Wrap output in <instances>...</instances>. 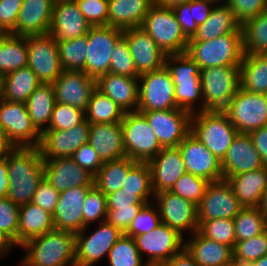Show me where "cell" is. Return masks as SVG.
Masks as SVG:
<instances>
[{
  "label": "cell",
  "instance_id": "83f0119b",
  "mask_svg": "<svg viewBox=\"0 0 267 266\" xmlns=\"http://www.w3.org/2000/svg\"><path fill=\"white\" fill-rule=\"evenodd\" d=\"M223 177L255 171L265 166L249 134L238 133L221 161Z\"/></svg>",
  "mask_w": 267,
  "mask_h": 266
},
{
  "label": "cell",
  "instance_id": "e0dca14e",
  "mask_svg": "<svg viewBox=\"0 0 267 266\" xmlns=\"http://www.w3.org/2000/svg\"><path fill=\"white\" fill-rule=\"evenodd\" d=\"M154 130L161 147H176L190 133L192 114L183 109L139 111Z\"/></svg>",
  "mask_w": 267,
  "mask_h": 266
},
{
  "label": "cell",
  "instance_id": "753ad0ef",
  "mask_svg": "<svg viewBox=\"0 0 267 266\" xmlns=\"http://www.w3.org/2000/svg\"><path fill=\"white\" fill-rule=\"evenodd\" d=\"M258 209L261 214L267 219V188L263 192L260 203L258 205Z\"/></svg>",
  "mask_w": 267,
  "mask_h": 266
},
{
  "label": "cell",
  "instance_id": "ffe728a7",
  "mask_svg": "<svg viewBox=\"0 0 267 266\" xmlns=\"http://www.w3.org/2000/svg\"><path fill=\"white\" fill-rule=\"evenodd\" d=\"M186 172L215 182L223 179L221 160L189 133L178 145Z\"/></svg>",
  "mask_w": 267,
  "mask_h": 266
},
{
  "label": "cell",
  "instance_id": "f5cc1de1",
  "mask_svg": "<svg viewBox=\"0 0 267 266\" xmlns=\"http://www.w3.org/2000/svg\"><path fill=\"white\" fill-rule=\"evenodd\" d=\"M110 73L128 77H139L126 39L122 36L115 44L110 63Z\"/></svg>",
  "mask_w": 267,
  "mask_h": 266
},
{
  "label": "cell",
  "instance_id": "4dcf8cb0",
  "mask_svg": "<svg viewBox=\"0 0 267 266\" xmlns=\"http://www.w3.org/2000/svg\"><path fill=\"white\" fill-rule=\"evenodd\" d=\"M184 248L198 266H230L234 263L231 246L208 239L198 230L185 241Z\"/></svg>",
  "mask_w": 267,
  "mask_h": 266
},
{
  "label": "cell",
  "instance_id": "db71d44e",
  "mask_svg": "<svg viewBox=\"0 0 267 266\" xmlns=\"http://www.w3.org/2000/svg\"><path fill=\"white\" fill-rule=\"evenodd\" d=\"M160 223L161 218L155 203L153 201L145 203L124 234L134 238L153 230Z\"/></svg>",
  "mask_w": 267,
  "mask_h": 266
},
{
  "label": "cell",
  "instance_id": "94428289",
  "mask_svg": "<svg viewBox=\"0 0 267 266\" xmlns=\"http://www.w3.org/2000/svg\"><path fill=\"white\" fill-rule=\"evenodd\" d=\"M71 158L76 162V164L86 169L94 176L104 163L99 157V154L89 143L82 145L73 153Z\"/></svg>",
  "mask_w": 267,
  "mask_h": 266
},
{
  "label": "cell",
  "instance_id": "5b68a950",
  "mask_svg": "<svg viewBox=\"0 0 267 266\" xmlns=\"http://www.w3.org/2000/svg\"><path fill=\"white\" fill-rule=\"evenodd\" d=\"M186 53L200 69L240 66L243 56V33H230L207 41H189Z\"/></svg>",
  "mask_w": 267,
  "mask_h": 266
},
{
  "label": "cell",
  "instance_id": "2e32d148",
  "mask_svg": "<svg viewBox=\"0 0 267 266\" xmlns=\"http://www.w3.org/2000/svg\"><path fill=\"white\" fill-rule=\"evenodd\" d=\"M153 202L158 208L161 223L181 235L187 232L193 234L198 230L197 206L192 202L170 191L154 194Z\"/></svg>",
  "mask_w": 267,
  "mask_h": 266
},
{
  "label": "cell",
  "instance_id": "a7ac6f4b",
  "mask_svg": "<svg viewBox=\"0 0 267 266\" xmlns=\"http://www.w3.org/2000/svg\"><path fill=\"white\" fill-rule=\"evenodd\" d=\"M10 180L6 159H0V198H7Z\"/></svg>",
  "mask_w": 267,
  "mask_h": 266
},
{
  "label": "cell",
  "instance_id": "484cf974",
  "mask_svg": "<svg viewBox=\"0 0 267 266\" xmlns=\"http://www.w3.org/2000/svg\"><path fill=\"white\" fill-rule=\"evenodd\" d=\"M45 179L59 193L77 186H94V175L71 158L44 159Z\"/></svg>",
  "mask_w": 267,
  "mask_h": 266
},
{
  "label": "cell",
  "instance_id": "d6a6232c",
  "mask_svg": "<svg viewBox=\"0 0 267 266\" xmlns=\"http://www.w3.org/2000/svg\"><path fill=\"white\" fill-rule=\"evenodd\" d=\"M107 215L105 221L125 233L145 202L136 194L121 189L106 194Z\"/></svg>",
  "mask_w": 267,
  "mask_h": 266
},
{
  "label": "cell",
  "instance_id": "603a6c76",
  "mask_svg": "<svg viewBox=\"0 0 267 266\" xmlns=\"http://www.w3.org/2000/svg\"><path fill=\"white\" fill-rule=\"evenodd\" d=\"M91 27L75 0H55L49 34L56 42L87 35Z\"/></svg>",
  "mask_w": 267,
  "mask_h": 266
},
{
  "label": "cell",
  "instance_id": "ab89813d",
  "mask_svg": "<svg viewBox=\"0 0 267 266\" xmlns=\"http://www.w3.org/2000/svg\"><path fill=\"white\" fill-rule=\"evenodd\" d=\"M27 65V37L0 34V77Z\"/></svg>",
  "mask_w": 267,
  "mask_h": 266
},
{
  "label": "cell",
  "instance_id": "11a10c76",
  "mask_svg": "<svg viewBox=\"0 0 267 266\" xmlns=\"http://www.w3.org/2000/svg\"><path fill=\"white\" fill-rule=\"evenodd\" d=\"M85 120V111L71 105L55 102L47 130H70Z\"/></svg>",
  "mask_w": 267,
  "mask_h": 266
},
{
  "label": "cell",
  "instance_id": "816d5d0a",
  "mask_svg": "<svg viewBox=\"0 0 267 266\" xmlns=\"http://www.w3.org/2000/svg\"><path fill=\"white\" fill-rule=\"evenodd\" d=\"M107 215L106 195L95 185L88 191L82 210L83 229L98 220L104 222Z\"/></svg>",
  "mask_w": 267,
  "mask_h": 266
},
{
  "label": "cell",
  "instance_id": "7a4b0ae2",
  "mask_svg": "<svg viewBox=\"0 0 267 266\" xmlns=\"http://www.w3.org/2000/svg\"><path fill=\"white\" fill-rule=\"evenodd\" d=\"M20 247L26 252L21 266H76L73 232L54 228Z\"/></svg>",
  "mask_w": 267,
  "mask_h": 266
},
{
  "label": "cell",
  "instance_id": "ee69618b",
  "mask_svg": "<svg viewBox=\"0 0 267 266\" xmlns=\"http://www.w3.org/2000/svg\"><path fill=\"white\" fill-rule=\"evenodd\" d=\"M87 35L57 42L58 54L63 70L85 72Z\"/></svg>",
  "mask_w": 267,
  "mask_h": 266
},
{
  "label": "cell",
  "instance_id": "89a4df30",
  "mask_svg": "<svg viewBox=\"0 0 267 266\" xmlns=\"http://www.w3.org/2000/svg\"><path fill=\"white\" fill-rule=\"evenodd\" d=\"M14 246V241L3 231H0V258L10 252Z\"/></svg>",
  "mask_w": 267,
  "mask_h": 266
},
{
  "label": "cell",
  "instance_id": "b9fcfbb0",
  "mask_svg": "<svg viewBox=\"0 0 267 266\" xmlns=\"http://www.w3.org/2000/svg\"><path fill=\"white\" fill-rule=\"evenodd\" d=\"M147 266H164L163 264L147 265Z\"/></svg>",
  "mask_w": 267,
  "mask_h": 266
},
{
  "label": "cell",
  "instance_id": "680465c9",
  "mask_svg": "<svg viewBox=\"0 0 267 266\" xmlns=\"http://www.w3.org/2000/svg\"><path fill=\"white\" fill-rule=\"evenodd\" d=\"M224 4L231 8L241 24L267 9V0H225Z\"/></svg>",
  "mask_w": 267,
  "mask_h": 266
},
{
  "label": "cell",
  "instance_id": "be15d7a7",
  "mask_svg": "<svg viewBox=\"0 0 267 266\" xmlns=\"http://www.w3.org/2000/svg\"><path fill=\"white\" fill-rule=\"evenodd\" d=\"M172 10L185 36L188 39L192 38L197 32L198 25L194 20H192L190 1L181 5H177L173 7Z\"/></svg>",
  "mask_w": 267,
  "mask_h": 266
},
{
  "label": "cell",
  "instance_id": "681fc988",
  "mask_svg": "<svg viewBox=\"0 0 267 266\" xmlns=\"http://www.w3.org/2000/svg\"><path fill=\"white\" fill-rule=\"evenodd\" d=\"M198 231L208 239L234 247L236 243L234 221L227 218H216L204 221Z\"/></svg>",
  "mask_w": 267,
  "mask_h": 266
},
{
  "label": "cell",
  "instance_id": "e7e4bbea",
  "mask_svg": "<svg viewBox=\"0 0 267 266\" xmlns=\"http://www.w3.org/2000/svg\"><path fill=\"white\" fill-rule=\"evenodd\" d=\"M216 4L208 0H191L190 12L197 25L204 23Z\"/></svg>",
  "mask_w": 267,
  "mask_h": 266
},
{
  "label": "cell",
  "instance_id": "8c879c8a",
  "mask_svg": "<svg viewBox=\"0 0 267 266\" xmlns=\"http://www.w3.org/2000/svg\"><path fill=\"white\" fill-rule=\"evenodd\" d=\"M189 1L191 0H153V4L158 5L160 7L173 8L177 5H181Z\"/></svg>",
  "mask_w": 267,
  "mask_h": 266
},
{
  "label": "cell",
  "instance_id": "d4e9b609",
  "mask_svg": "<svg viewBox=\"0 0 267 266\" xmlns=\"http://www.w3.org/2000/svg\"><path fill=\"white\" fill-rule=\"evenodd\" d=\"M93 186H77L60 192L53 213L55 229L78 233L83 230L82 210L88 191Z\"/></svg>",
  "mask_w": 267,
  "mask_h": 266
},
{
  "label": "cell",
  "instance_id": "30bf717a",
  "mask_svg": "<svg viewBox=\"0 0 267 266\" xmlns=\"http://www.w3.org/2000/svg\"><path fill=\"white\" fill-rule=\"evenodd\" d=\"M137 111L178 109L175 103V85L165 66L141 74Z\"/></svg>",
  "mask_w": 267,
  "mask_h": 266
},
{
  "label": "cell",
  "instance_id": "2644e50d",
  "mask_svg": "<svg viewBox=\"0 0 267 266\" xmlns=\"http://www.w3.org/2000/svg\"><path fill=\"white\" fill-rule=\"evenodd\" d=\"M14 148L8 141L4 130L0 127V159L5 158Z\"/></svg>",
  "mask_w": 267,
  "mask_h": 266
},
{
  "label": "cell",
  "instance_id": "34e18365",
  "mask_svg": "<svg viewBox=\"0 0 267 266\" xmlns=\"http://www.w3.org/2000/svg\"><path fill=\"white\" fill-rule=\"evenodd\" d=\"M247 266H267V254Z\"/></svg>",
  "mask_w": 267,
  "mask_h": 266
},
{
  "label": "cell",
  "instance_id": "003e7915",
  "mask_svg": "<svg viewBox=\"0 0 267 266\" xmlns=\"http://www.w3.org/2000/svg\"><path fill=\"white\" fill-rule=\"evenodd\" d=\"M164 266H198L192 256L184 248L182 251L174 255Z\"/></svg>",
  "mask_w": 267,
  "mask_h": 266
},
{
  "label": "cell",
  "instance_id": "2a66077c",
  "mask_svg": "<svg viewBox=\"0 0 267 266\" xmlns=\"http://www.w3.org/2000/svg\"><path fill=\"white\" fill-rule=\"evenodd\" d=\"M2 99V77H0V100Z\"/></svg>",
  "mask_w": 267,
  "mask_h": 266
},
{
  "label": "cell",
  "instance_id": "74e56055",
  "mask_svg": "<svg viewBox=\"0 0 267 266\" xmlns=\"http://www.w3.org/2000/svg\"><path fill=\"white\" fill-rule=\"evenodd\" d=\"M39 85L36 74L28 66L21 67L2 77V99L26 103Z\"/></svg>",
  "mask_w": 267,
  "mask_h": 266
},
{
  "label": "cell",
  "instance_id": "3957f363",
  "mask_svg": "<svg viewBox=\"0 0 267 266\" xmlns=\"http://www.w3.org/2000/svg\"><path fill=\"white\" fill-rule=\"evenodd\" d=\"M164 66L170 72L175 85V103L177 107L191 114L202 112L203 98L199 65L184 52L166 55ZM197 100L199 103L201 100L200 109L195 104Z\"/></svg>",
  "mask_w": 267,
  "mask_h": 266
},
{
  "label": "cell",
  "instance_id": "c3c4849f",
  "mask_svg": "<svg viewBox=\"0 0 267 266\" xmlns=\"http://www.w3.org/2000/svg\"><path fill=\"white\" fill-rule=\"evenodd\" d=\"M267 254V230L248 240L236 241L233 247L234 263L247 266Z\"/></svg>",
  "mask_w": 267,
  "mask_h": 266
},
{
  "label": "cell",
  "instance_id": "9f6ffc18",
  "mask_svg": "<svg viewBox=\"0 0 267 266\" xmlns=\"http://www.w3.org/2000/svg\"><path fill=\"white\" fill-rule=\"evenodd\" d=\"M92 27L108 26V0H75Z\"/></svg>",
  "mask_w": 267,
  "mask_h": 266
},
{
  "label": "cell",
  "instance_id": "f546056e",
  "mask_svg": "<svg viewBox=\"0 0 267 266\" xmlns=\"http://www.w3.org/2000/svg\"><path fill=\"white\" fill-rule=\"evenodd\" d=\"M88 143L99 154L103 162L126 157L120 123L90 124Z\"/></svg>",
  "mask_w": 267,
  "mask_h": 266
},
{
  "label": "cell",
  "instance_id": "9a60e30c",
  "mask_svg": "<svg viewBox=\"0 0 267 266\" xmlns=\"http://www.w3.org/2000/svg\"><path fill=\"white\" fill-rule=\"evenodd\" d=\"M123 30L112 26L91 27L87 33L85 73L97 79L110 70L112 50Z\"/></svg>",
  "mask_w": 267,
  "mask_h": 266
},
{
  "label": "cell",
  "instance_id": "60d3db41",
  "mask_svg": "<svg viewBox=\"0 0 267 266\" xmlns=\"http://www.w3.org/2000/svg\"><path fill=\"white\" fill-rule=\"evenodd\" d=\"M137 163L128 157L104 162L94 177V185L104 195L116 192L123 187L129 170Z\"/></svg>",
  "mask_w": 267,
  "mask_h": 266
},
{
  "label": "cell",
  "instance_id": "7402d4cb",
  "mask_svg": "<svg viewBox=\"0 0 267 266\" xmlns=\"http://www.w3.org/2000/svg\"><path fill=\"white\" fill-rule=\"evenodd\" d=\"M123 37L129 46L139 75L157 70L165 65V53L144 29L141 27L124 29Z\"/></svg>",
  "mask_w": 267,
  "mask_h": 266
},
{
  "label": "cell",
  "instance_id": "6f0895ef",
  "mask_svg": "<svg viewBox=\"0 0 267 266\" xmlns=\"http://www.w3.org/2000/svg\"><path fill=\"white\" fill-rule=\"evenodd\" d=\"M19 206L7 198H0V231L8 235L17 246Z\"/></svg>",
  "mask_w": 267,
  "mask_h": 266
},
{
  "label": "cell",
  "instance_id": "6125c7cd",
  "mask_svg": "<svg viewBox=\"0 0 267 266\" xmlns=\"http://www.w3.org/2000/svg\"><path fill=\"white\" fill-rule=\"evenodd\" d=\"M59 194L44 178L33 195L32 203L53 214L58 203Z\"/></svg>",
  "mask_w": 267,
  "mask_h": 266
},
{
  "label": "cell",
  "instance_id": "d590c367",
  "mask_svg": "<svg viewBox=\"0 0 267 266\" xmlns=\"http://www.w3.org/2000/svg\"><path fill=\"white\" fill-rule=\"evenodd\" d=\"M153 0H108V26L141 27Z\"/></svg>",
  "mask_w": 267,
  "mask_h": 266
},
{
  "label": "cell",
  "instance_id": "8fae6325",
  "mask_svg": "<svg viewBox=\"0 0 267 266\" xmlns=\"http://www.w3.org/2000/svg\"><path fill=\"white\" fill-rule=\"evenodd\" d=\"M142 258L147 254L148 265L164 264L184 249V235L164 223L153 230L134 237Z\"/></svg>",
  "mask_w": 267,
  "mask_h": 266
},
{
  "label": "cell",
  "instance_id": "4316f807",
  "mask_svg": "<svg viewBox=\"0 0 267 266\" xmlns=\"http://www.w3.org/2000/svg\"><path fill=\"white\" fill-rule=\"evenodd\" d=\"M55 0H23L15 30L17 36L48 34L52 24Z\"/></svg>",
  "mask_w": 267,
  "mask_h": 266
},
{
  "label": "cell",
  "instance_id": "b9f144b4",
  "mask_svg": "<svg viewBox=\"0 0 267 266\" xmlns=\"http://www.w3.org/2000/svg\"><path fill=\"white\" fill-rule=\"evenodd\" d=\"M124 114L114 101L96 89L85 110V119L90 124L121 123Z\"/></svg>",
  "mask_w": 267,
  "mask_h": 266
},
{
  "label": "cell",
  "instance_id": "ac0fdd59",
  "mask_svg": "<svg viewBox=\"0 0 267 266\" xmlns=\"http://www.w3.org/2000/svg\"><path fill=\"white\" fill-rule=\"evenodd\" d=\"M242 208L243 206L225 179L210 182L197 205L198 225L216 218L233 219Z\"/></svg>",
  "mask_w": 267,
  "mask_h": 266
},
{
  "label": "cell",
  "instance_id": "52a82bcc",
  "mask_svg": "<svg viewBox=\"0 0 267 266\" xmlns=\"http://www.w3.org/2000/svg\"><path fill=\"white\" fill-rule=\"evenodd\" d=\"M165 55L184 53L189 39L183 33L172 8L153 4L141 25Z\"/></svg>",
  "mask_w": 267,
  "mask_h": 266
},
{
  "label": "cell",
  "instance_id": "7bdbcfd3",
  "mask_svg": "<svg viewBox=\"0 0 267 266\" xmlns=\"http://www.w3.org/2000/svg\"><path fill=\"white\" fill-rule=\"evenodd\" d=\"M244 53H267V9L242 26Z\"/></svg>",
  "mask_w": 267,
  "mask_h": 266
},
{
  "label": "cell",
  "instance_id": "f6af8a7d",
  "mask_svg": "<svg viewBox=\"0 0 267 266\" xmlns=\"http://www.w3.org/2000/svg\"><path fill=\"white\" fill-rule=\"evenodd\" d=\"M233 221L236 241L248 240L267 230V219L258 207H243Z\"/></svg>",
  "mask_w": 267,
  "mask_h": 266
},
{
  "label": "cell",
  "instance_id": "03108f58",
  "mask_svg": "<svg viewBox=\"0 0 267 266\" xmlns=\"http://www.w3.org/2000/svg\"><path fill=\"white\" fill-rule=\"evenodd\" d=\"M253 145L259 153L261 160L267 166V126L261 127L249 133Z\"/></svg>",
  "mask_w": 267,
  "mask_h": 266
},
{
  "label": "cell",
  "instance_id": "91938a15",
  "mask_svg": "<svg viewBox=\"0 0 267 266\" xmlns=\"http://www.w3.org/2000/svg\"><path fill=\"white\" fill-rule=\"evenodd\" d=\"M22 4L23 0H0V34H9L15 30Z\"/></svg>",
  "mask_w": 267,
  "mask_h": 266
},
{
  "label": "cell",
  "instance_id": "e575fe53",
  "mask_svg": "<svg viewBox=\"0 0 267 266\" xmlns=\"http://www.w3.org/2000/svg\"><path fill=\"white\" fill-rule=\"evenodd\" d=\"M241 26L229 6L216 4L189 41H207L230 33H242Z\"/></svg>",
  "mask_w": 267,
  "mask_h": 266
},
{
  "label": "cell",
  "instance_id": "d6986e66",
  "mask_svg": "<svg viewBox=\"0 0 267 266\" xmlns=\"http://www.w3.org/2000/svg\"><path fill=\"white\" fill-rule=\"evenodd\" d=\"M90 123L85 119L70 130H45L41 134L39 150L43 159L72 157L88 143Z\"/></svg>",
  "mask_w": 267,
  "mask_h": 266
},
{
  "label": "cell",
  "instance_id": "11e5206c",
  "mask_svg": "<svg viewBox=\"0 0 267 266\" xmlns=\"http://www.w3.org/2000/svg\"><path fill=\"white\" fill-rule=\"evenodd\" d=\"M208 1H211L215 4H220V2H222L224 4L225 0H208Z\"/></svg>",
  "mask_w": 267,
  "mask_h": 266
},
{
  "label": "cell",
  "instance_id": "f35d334b",
  "mask_svg": "<svg viewBox=\"0 0 267 266\" xmlns=\"http://www.w3.org/2000/svg\"><path fill=\"white\" fill-rule=\"evenodd\" d=\"M240 88L267 95V55L245 53L240 64Z\"/></svg>",
  "mask_w": 267,
  "mask_h": 266
},
{
  "label": "cell",
  "instance_id": "9c48e42d",
  "mask_svg": "<svg viewBox=\"0 0 267 266\" xmlns=\"http://www.w3.org/2000/svg\"><path fill=\"white\" fill-rule=\"evenodd\" d=\"M223 111L238 133L249 134L267 126V95L240 88Z\"/></svg>",
  "mask_w": 267,
  "mask_h": 266
},
{
  "label": "cell",
  "instance_id": "f1b7e54d",
  "mask_svg": "<svg viewBox=\"0 0 267 266\" xmlns=\"http://www.w3.org/2000/svg\"><path fill=\"white\" fill-rule=\"evenodd\" d=\"M96 89L108 96L125 113L137 111L139 103L138 77L108 72L96 79Z\"/></svg>",
  "mask_w": 267,
  "mask_h": 266
},
{
  "label": "cell",
  "instance_id": "277c9868",
  "mask_svg": "<svg viewBox=\"0 0 267 266\" xmlns=\"http://www.w3.org/2000/svg\"><path fill=\"white\" fill-rule=\"evenodd\" d=\"M190 133L219 160H223L238 131L224 111L193 113Z\"/></svg>",
  "mask_w": 267,
  "mask_h": 266
},
{
  "label": "cell",
  "instance_id": "44dd1931",
  "mask_svg": "<svg viewBox=\"0 0 267 266\" xmlns=\"http://www.w3.org/2000/svg\"><path fill=\"white\" fill-rule=\"evenodd\" d=\"M52 85L56 102L85 111L96 90V79L85 72L63 70Z\"/></svg>",
  "mask_w": 267,
  "mask_h": 266
},
{
  "label": "cell",
  "instance_id": "4fadbf2b",
  "mask_svg": "<svg viewBox=\"0 0 267 266\" xmlns=\"http://www.w3.org/2000/svg\"><path fill=\"white\" fill-rule=\"evenodd\" d=\"M87 228L75 233L76 266H94L103 257L107 259L110 249L124 234L106 221L101 222L89 235H86Z\"/></svg>",
  "mask_w": 267,
  "mask_h": 266
},
{
  "label": "cell",
  "instance_id": "8d00e7d4",
  "mask_svg": "<svg viewBox=\"0 0 267 266\" xmlns=\"http://www.w3.org/2000/svg\"><path fill=\"white\" fill-rule=\"evenodd\" d=\"M55 102L53 85L44 83H40L26 101L32 124L40 134L49 127Z\"/></svg>",
  "mask_w": 267,
  "mask_h": 266
},
{
  "label": "cell",
  "instance_id": "f907efd6",
  "mask_svg": "<svg viewBox=\"0 0 267 266\" xmlns=\"http://www.w3.org/2000/svg\"><path fill=\"white\" fill-rule=\"evenodd\" d=\"M209 183L207 179L186 172L173 185L170 192L179 195L197 206L203 198Z\"/></svg>",
  "mask_w": 267,
  "mask_h": 266
},
{
  "label": "cell",
  "instance_id": "1f68e13d",
  "mask_svg": "<svg viewBox=\"0 0 267 266\" xmlns=\"http://www.w3.org/2000/svg\"><path fill=\"white\" fill-rule=\"evenodd\" d=\"M243 207H258L267 188V166L231 177H223Z\"/></svg>",
  "mask_w": 267,
  "mask_h": 266
},
{
  "label": "cell",
  "instance_id": "cb8c5ba5",
  "mask_svg": "<svg viewBox=\"0 0 267 266\" xmlns=\"http://www.w3.org/2000/svg\"><path fill=\"white\" fill-rule=\"evenodd\" d=\"M152 179L154 193L170 191L173 185L186 173L182 154L176 147H163L160 152L147 162Z\"/></svg>",
  "mask_w": 267,
  "mask_h": 266
},
{
  "label": "cell",
  "instance_id": "09005b40",
  "mask_svg": "<svg viewBox=\"0 0 267 266\" xmlns=\"http://www.w3.org/2000/svg\"><path fill=\"white\" fill-rule=\"evenodd\" d=\"M230 266H242V265H238V264L233 263V264L230 265Z\"/></svg>",
  "mask_w": 267,
  "mask_h": 266
},
{
  "label": "cell",
  "instance_id": "5bb4252c",
  "mask_svg": "<svg viewBox=\"0 0 267 266\" xmlns=\"http://www.w3.org/2000/svg\"><path fill=\"white\" fill-rule=\"evenodd\" d=\"M28 67L40 83L52 84L62 73L56 40L48 33L27 36Z\"/></svg>",
  "mask_w": 267,
  "mask_h": 266
},
{
  "label": "cell",
  "instance_id": "8992f818",
  "mask_svg": "<svg viewBox=\"0 0 267 266\" xmlns=\"http://www.w3.org/2000/svg\"><path fill=\"white\" fill-rule=\"evenodd\" d=\"M203 111H223L240 89V66L200 69Z\"/></svg>",
  "mask_w": 267,
  "mask_h": 266
},
{
  "label": "cell",
  "instance_id": "836d02e7",
  "mask_svg": "<svg viewBox=\"0 0 267 266\" xmlns=\"http://www.w3.org/2000/svg\"><path fill=\"white\" fill-rule=\"evenodd\" d=\"M53 214L34 203L19 206L17 246L53 230Z\"/></svg>",
  "mask_w": 267,
  "mask_h": 266
},
{
  "label": "cell",
  "instance_id": "ba28073f",
  "mask_svg": "<svg viewBox=\"0 0 267 266\" xmlns=\"http://www.w3.org/2000/svg\"><path fill=\"white\" fill-rule=\"evenodd\" d=\"M120 125L126 157L137 162H149L162 149L154 130L141 112L125 113Z\"/></svg>",
  "mask_w": 267,
  "mask_h": 266
},
{
  "label": "cell",
  "instance_id": "6da1fadb",
  "mask_svg": "<svg viewBox=\"0 0 267 266\" xmlns=\"http://www.w3.org/2000/svg\"><path fill=\"white\" fill-rule=\"evenodd\" d=\"M10 180L7 199L18 206L31 203L45 178L44 159L38 147H15L6 157Z\"/></svg>",
  "mask_w": 267,
  "mask_h": 266
},
{
  "label": "cell",
  "instance_id": "7c38bea8",
  "mask_svg": "<svg viewBox=\"0 0 267 266\" xmlns=\"http://www.w3.org/2000/svg\"><path fill=\"white\" fill-rule=\"evenodd\" d=\"M0 127L14 147H39L41 134L32 124L26 103L1 99Z\"/></svg>",
  "mask_w": 267,
  "mask_h": 266
},
{
  "label": "cell",
  "instance_id": "bcb514c9",
  "mask_svg": "<svg viewBox=\"0 0 267 266\" xmlns=\"http://www.w3.org/2000/svg\"><path fill=\"white\" fill-rule=\"evenodd\" d=\"M121 190L138 195L145 203L153 201L155 193L147 162H137L129 170Z\"/></svg>",
  "mask_w": 267,
  "mask_h": 266
},
{
  "label": "cell",
  "instance_id": "7dc6e473",
  "mask_svg": "<svg viewBox=\"0 0 267 266\" xmlns=\"http://www.w3.org/2000/svg\"><path fill=\"white\" fill-rule=\"evenodd\" d=\"M107 260L110 266H147L143 261L134 238L122 234L110 249Z\"/></svg>",
  "mask_w": 267,
  "mask_h": 266
}]
</instances>
